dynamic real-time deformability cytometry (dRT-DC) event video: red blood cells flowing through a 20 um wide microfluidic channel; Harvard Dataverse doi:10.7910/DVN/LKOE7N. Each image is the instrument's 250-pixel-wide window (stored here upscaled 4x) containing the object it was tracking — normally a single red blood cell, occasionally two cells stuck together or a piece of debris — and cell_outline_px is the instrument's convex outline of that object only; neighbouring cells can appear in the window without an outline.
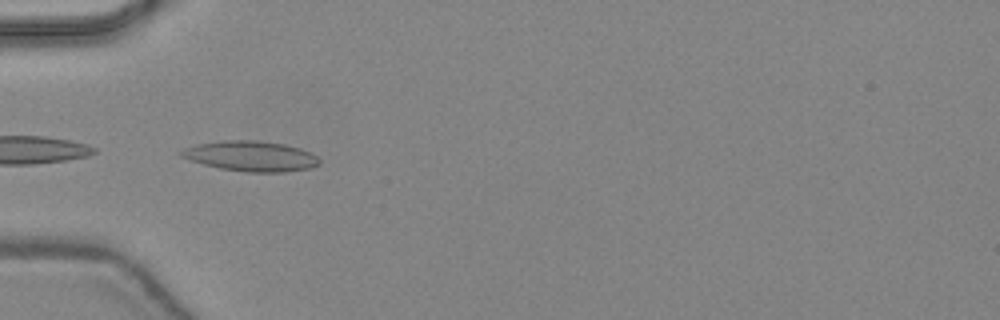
{"species": "common noctule bat (a hibernating species)", "species_latin": "Nyctalus noctula", "temperature_condition": "warm", "stored_images_in_passage": 17, "camera_frame_rate_fps": 3000, "um_per_image_px": 0.085, "animal": {"sex": "female", "body_mass_g": 24.6, "forearm_length_mm": 56.2}, "frame": {"image": 1, "passage_image": 12, "time_ms": 3.667, "image_size_px": [1000, 320], "cell_outline_px": [[320, 164], [312, 168], [284, 172], [244, 172], [220, 168], [204, 164], [180, 156], [176, 152], [184, 148], [196, 144], [220, 140], [256, 140], [284, 144], [300, 148], [312, 152], [320, 160]], "centroid_in_image_um": [21.33, 13.26], "position_along_channel_um": 63.7, "area_um2": 24.57}}